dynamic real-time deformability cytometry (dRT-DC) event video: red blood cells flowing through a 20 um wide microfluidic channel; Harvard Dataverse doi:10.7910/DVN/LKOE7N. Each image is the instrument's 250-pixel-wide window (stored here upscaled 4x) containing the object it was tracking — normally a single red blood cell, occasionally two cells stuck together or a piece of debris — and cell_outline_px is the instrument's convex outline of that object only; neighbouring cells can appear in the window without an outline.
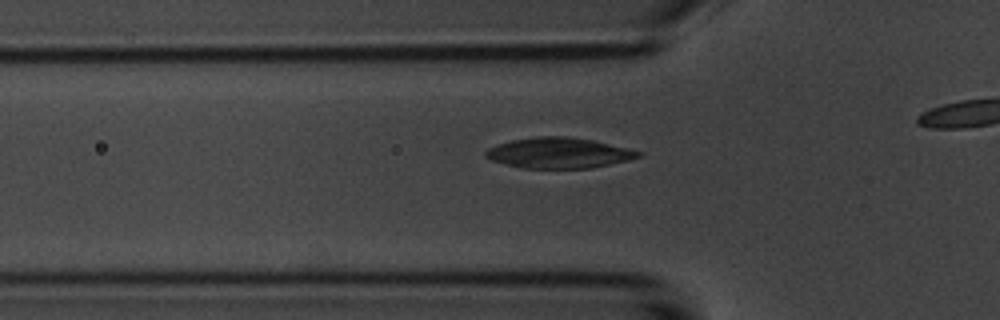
{"species": "common noctule bat (a hibernating species)", "species_latin": "Nyctalus noctula", "temperature_condition": "room temperature", "stored_images_in_passage": 38, "camera_frame_rate_fps": 3000, "um_per_image_px": 0.085, "animal": {"sex": "male", "body_mass_g": 20.1, "forearm_length_mm": 53.5}, "frame": {"image": 1, "passage_image": 12, "time_ms": 3.667, "image_size_px": [1000, 320], "cell_outline_px": [[644, 152], [640, 156], [628, 160], [592, 168], [520, 168], [492, 160], [484, 156], [484, 152], [488, 148], [496, 144], [512, 140], [536, 136], [568, 136], [592, 140], [628, 148]], "centroid_in_image_um": [47.48, 12.99], "position_along_channel_um": 78.3, "area_um2": 27.22}}
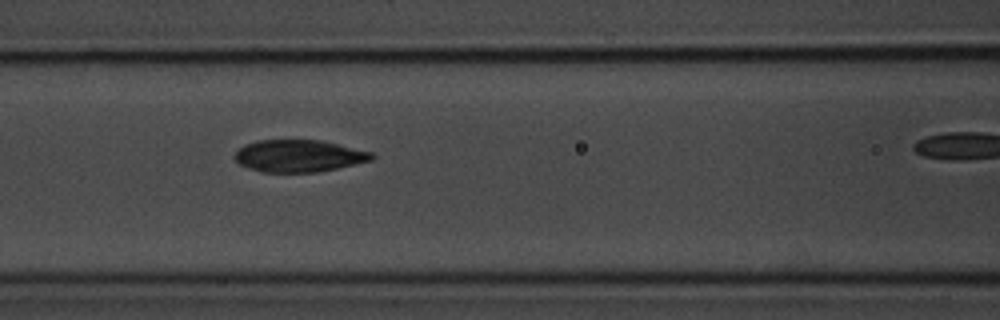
{"frame": {"image": 2, "passage_image": 17, "time_ms": 5.333, "image_size_px": [1000, 320], "cell_outline_px": [[376, 156], [372, 160], [336, 168], [316, 172], [264, 172], [240, 164], [232, 156], [244, 144], [256, 140], [320, 140], [372, 152]], "centroid_in_image_um": [25.39, 13.24], "position_along_channel_um": 141.2, "area_um2": 25.43}}